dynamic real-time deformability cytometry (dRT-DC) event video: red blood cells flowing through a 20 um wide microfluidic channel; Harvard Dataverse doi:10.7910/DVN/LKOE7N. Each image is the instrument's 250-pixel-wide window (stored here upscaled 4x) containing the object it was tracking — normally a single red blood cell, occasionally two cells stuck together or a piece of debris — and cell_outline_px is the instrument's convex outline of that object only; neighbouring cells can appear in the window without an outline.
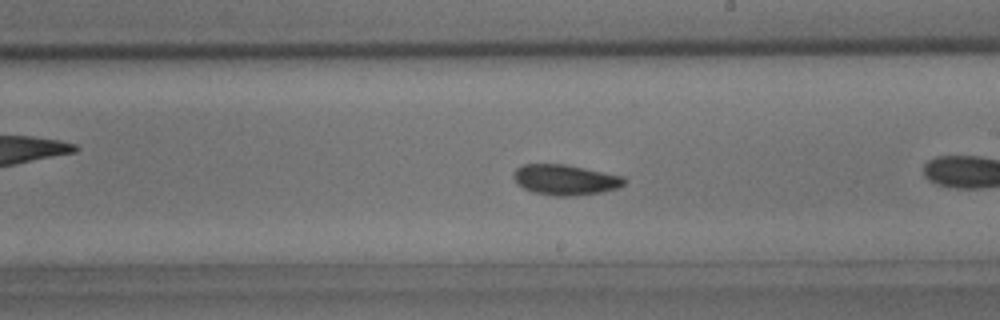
{"species": "common noctule bat (a hibernating species)", "species_latin": "Nyctalus noctula", "temperature_condition": "room temperature", "stored_images_in_passage": 28, "camera_frame_rate_fps": 3000, "um_per_image_px": 0.085, "animal": {"sex": "male", "body_mass_g": 15.6}, "frame": {"image": 1, "passage_image": 13, "time_ms": 4.0, "image_size_px": [1000, 320], "cell_outline_px": [[628, 180], [620, 188], [600, 192], [572, 196], [552, 196], [532, 192], [516, 184], [512, 176], [512, 172], [516, 168], [524, 164], [564, 164], [624, 176]], "centroid_in_image_um": [48.03, 15.28], "position_along_channel_um": 241.0, "area_um2": 19.88}}